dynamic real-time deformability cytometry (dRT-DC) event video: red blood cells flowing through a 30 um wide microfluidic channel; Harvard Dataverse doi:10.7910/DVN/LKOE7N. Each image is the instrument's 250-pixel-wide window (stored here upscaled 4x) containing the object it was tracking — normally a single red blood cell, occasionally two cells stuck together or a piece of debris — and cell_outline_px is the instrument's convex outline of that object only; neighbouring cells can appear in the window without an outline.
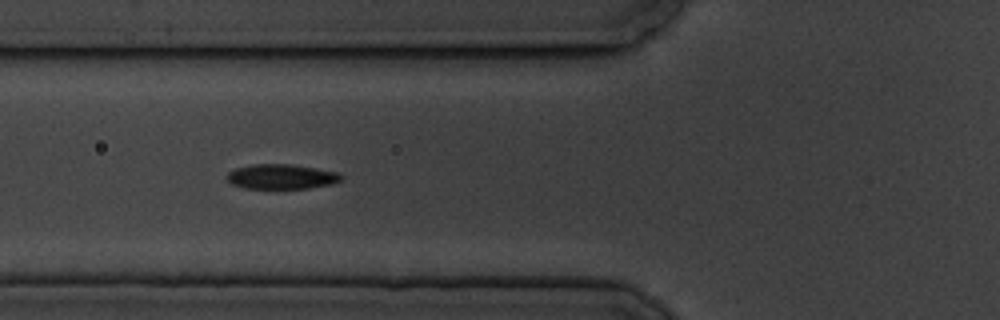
{"species": "common noctule bat (a hibernating species)", "species_latin": "Nyctalus noctula", "temperature_condition": "cold", "stored_images_in_passage": 4, "camera_frame_rate_fps": 3000, "um_per_image_px": 0.085, "animal": {"sex": "male", "body_mass_g": 19.5, "forearm_length_mm": 54.6}, "frame": {"image": 1, "passage_image": 4, "time_ms": 3.333, "image_size_px": [1000, 320], "cell_outline_px": [[344, 176], [340, 180], [332, 184], [308, 188], [244, 188], [232, 184], [228, 180], [228, 172], [236, 168], [252, 164], [288, 164], [316, 168], [340, 172]], "centroid_in_image_um": [23.95, 15.01], "position_along_channel_um": 101.8, "area_um2": 16.47}}